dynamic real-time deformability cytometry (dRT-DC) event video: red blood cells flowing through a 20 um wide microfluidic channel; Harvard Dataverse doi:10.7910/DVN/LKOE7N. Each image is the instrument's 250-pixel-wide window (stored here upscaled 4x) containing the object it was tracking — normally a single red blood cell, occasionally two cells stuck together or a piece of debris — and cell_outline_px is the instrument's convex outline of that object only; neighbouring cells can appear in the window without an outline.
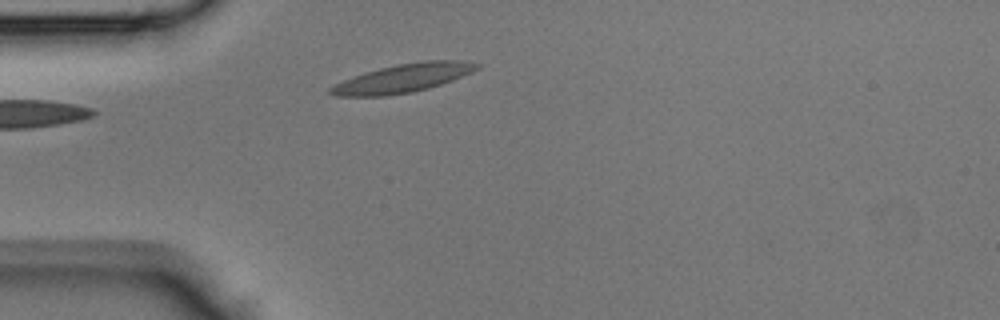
{"species": "Egyptian fruit bat (a non-hibernating species)", "species_latin": "Rousettus aegyptiacus", "temperature_condition": "room temperature", "stored_images_in_passage": 8, "camera_frame_rate_fps": 3000, "um_per_image_px": 0.085, "animal": {"sex": "male"}, "frame": {"image": 1, "passage_image": 1, "time_ms": 0.0, "image_size_px": [1000, 320], "cell_outline_px": [[480, 68], [472, 72], [452, 80], [428, 88], [412, 92], [384, 96], [336, 96], [328, 92], [328, 88], [352, 76], [364, 72], [396, 64], [424, 60], [464, 60], [480, 64]], "centroid_in_image_um": [34.27, 6.63], "position_along_channel_um": 50.7, "area_um2": 24.33}}
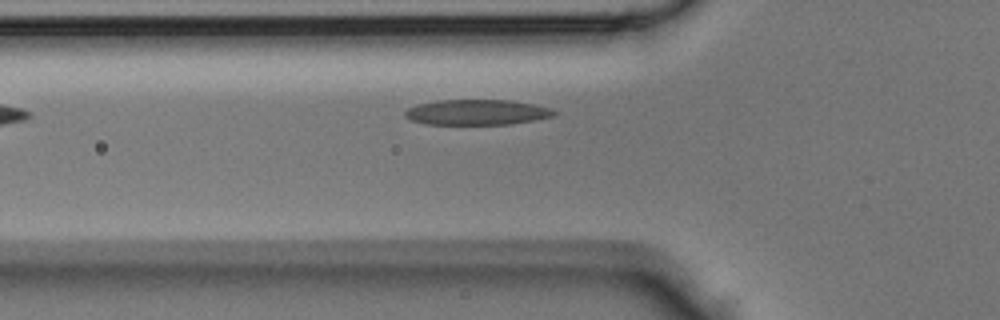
{"frame": {"image": 2, "passage_image": 4, "time_ms": 1.0, "image_size_px": [1000, 320], "cell_outline_px": [[556, 112], [552, 116], [512, 124], [428, 124], [412, 120], [404, 116], [404, 112], [408, 108], [420, 104], [436, 100], [508, 100], [532, 104], [548, 108]], "centroid_in_image_um": [40.49, 9.54], "position_along_channel_um": 85.3, "area_um2": 21.68}}